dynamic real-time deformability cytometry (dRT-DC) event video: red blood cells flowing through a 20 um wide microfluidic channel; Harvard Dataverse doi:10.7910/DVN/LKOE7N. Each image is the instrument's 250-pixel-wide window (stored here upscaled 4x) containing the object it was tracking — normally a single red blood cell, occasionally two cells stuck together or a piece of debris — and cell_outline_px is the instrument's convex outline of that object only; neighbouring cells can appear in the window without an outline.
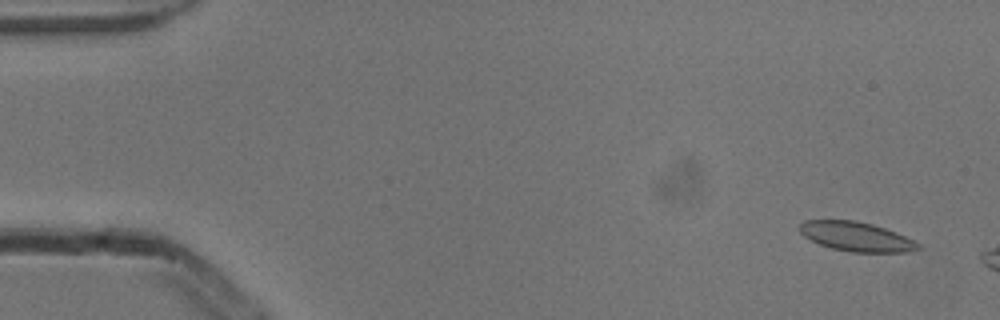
{"species": "common noctule bat (a hibernating species)", "species_latin": "Nyctalus noctula", "temperature_condition": "cold", "stored_images_in_passage": 7, "camera_frame_rate_fps": 3000, "um_per_image_px": 0.085, "animal": {"sex": "male", "body_mass_g": 13.3}, "frame": {"image": 1, "passage_image": 1, "time_ms": 0.0, "image_size_px": [1000, 320], "cell_outline_px": [[924, 248], [908, 252], [852, 252], [832, 248], [820, 244], [804, 236], [796, 228], [804, 220], [856, 220], [872, 224], [896, 232], [920, 244]], "centroid_in_image_um": [72.78, 20.11], "position_along_channel_um": 12.2, "area_um2": 20.29}}
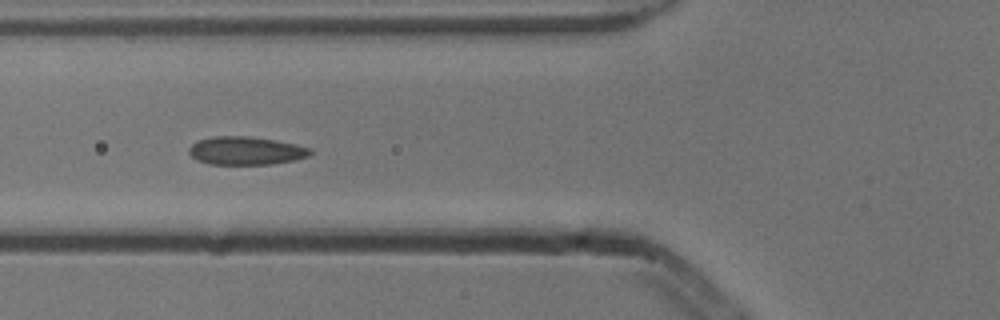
{"frame": {"image": 2, "passage_image": 6, "time_ms": 1.667, "image_size_px": [1000, 320], "cell_outline_px": [[312, 152], [308, 156], [296, 160], [272, 164], [208, 164], [196, 160], [188, 152], [188, 148], [192, 144], [200, 140], [212, 136], [248, 136], [276, 140], [296, 144], [312, 148]], "centroid_in_image_um": [20.91, 12.81], "position_along_channel_um": 104.9, "area_um2": 20.06}}
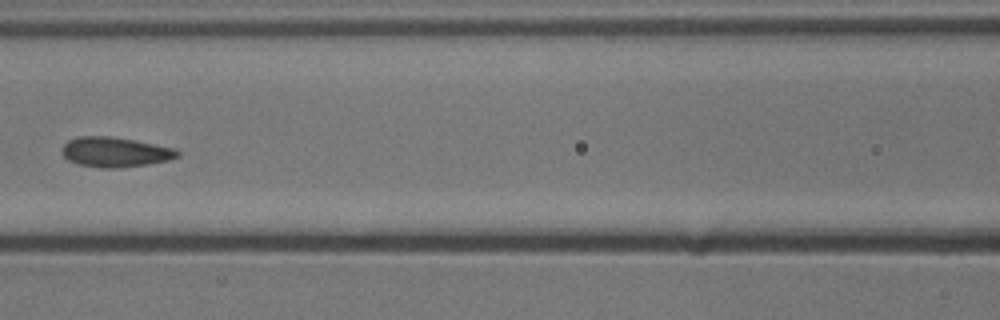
{"frame": {"image": 3, "passage_image": 7, "time_ms": 2.0, "image_size_px": [1000, 320], "cell_outline_px": [[180, 156], [168, 160], [148, 164], [116, 168], [100, 168], [80, 164], [68, 160], [64, 156], [60, 148], [68, 140], [80, 136], [112, 136], [176, 148], [180, 152]], "centroid_in_image_um": [9.79, 12.92], "position_along_channel_um": 156.8, "area_um2": 20.17}}